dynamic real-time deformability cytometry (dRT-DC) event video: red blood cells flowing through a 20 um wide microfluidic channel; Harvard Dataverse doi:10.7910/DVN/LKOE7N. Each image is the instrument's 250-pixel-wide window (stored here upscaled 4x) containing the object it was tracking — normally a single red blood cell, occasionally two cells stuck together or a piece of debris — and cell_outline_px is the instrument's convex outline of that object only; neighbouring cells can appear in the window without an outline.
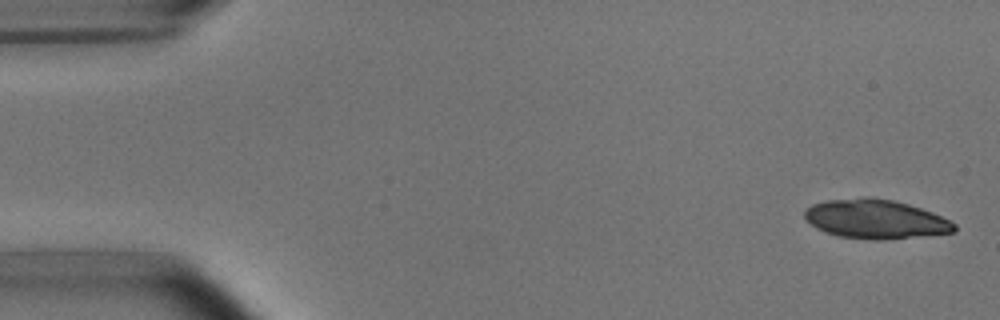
{"species": "common noctule bat (a hibernating species)", "species_latin": "Nyctalus noctula", "temperature_condition": "room temperature", "stored_images_in_passage": 4, "camera_frame_rate_fps": 3000, "um_per_image_px": 0.085, "animal": {"sex": "male", "body_mass_g": 15.6}, "frame": {"image": 1, "passage_image": 1, "time_ms": 0.0, "image_size_px": [1000, 320], "cell_outline_px": [[956, 232], [884, 240], [868, 240], [840, 236], [816, 228], [804, 216], [804, 208], [812, 204], [828, 200], [860, 196], [868, 196], [892, 200], [908, 204], [932, 212], [956, 224]], "centroid_in_image_um": [74.41, 18.61], "position_along_channel_um": 10.6, "area_um2": 34.22}}